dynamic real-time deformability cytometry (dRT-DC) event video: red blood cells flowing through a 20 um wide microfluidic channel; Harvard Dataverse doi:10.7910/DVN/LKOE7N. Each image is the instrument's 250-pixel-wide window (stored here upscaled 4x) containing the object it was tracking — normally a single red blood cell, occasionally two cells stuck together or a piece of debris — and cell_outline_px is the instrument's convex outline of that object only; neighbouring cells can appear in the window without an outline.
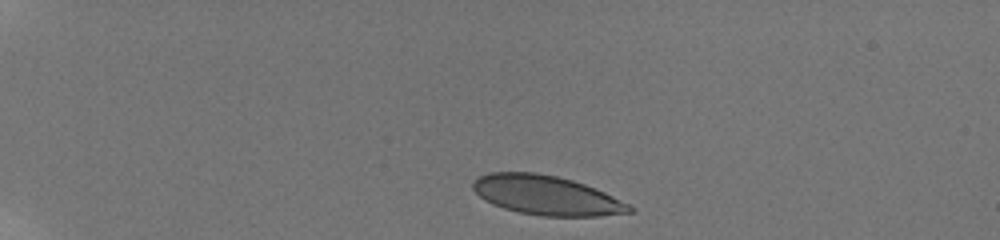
{"species": "human", "species_latin": "Homo sapiens", "temperature_condition": "room temperature", "stored_images_in_passage": 9, "camera_frame_rate_fps": 3000, "um_per_image_px": 0.085, "donor": {"sex": "male"}, "frame": {"image": 1, "passage_image": 1, "time_ms": 0.0, "image_size_px": [1000, 240], "cell_outline_px": [[632, 212], [600, 216], [544, 216], [520, 212], [504, 208], [492, 204], [484, 200], [472, 188], [472, 184], [480, 176], [488, 172], [536, 172], [556, 176], [572, 180], [596, 188], [628, 204], [632, 208]], "centroid_in_image_um": [46.42, 16.59], "position_along_channel_um": 38.6, "area_um2": 35.6}}
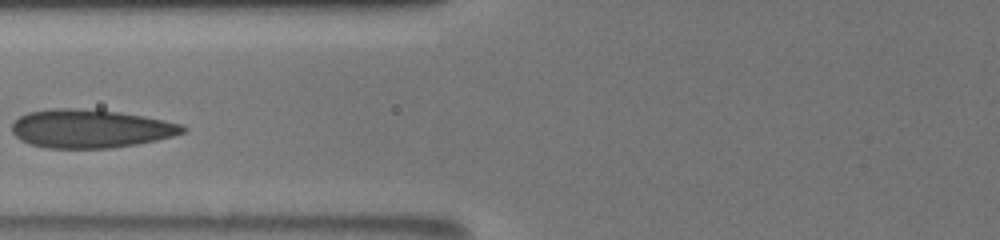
{"frame": {"image": 2, "passage_image": 6, "time_ms": 4.333, "image_size_px": [1000, 240], "cell_outline_px": [[188, 128], [184, 132], [172, 136], [156, 140], [136, 144], [112, 148], [44, 148], [28, 144], [20, 140], [12, 132], [12, 124], [20, 116], [28, 112], [52, 108], [72, 108], [120, 112], [144, 116], [184, 124]], "centroid_in_image_um": [7.68, 10.94], "position_along_channel_um": 118.1, "area_um2": 38.38}}
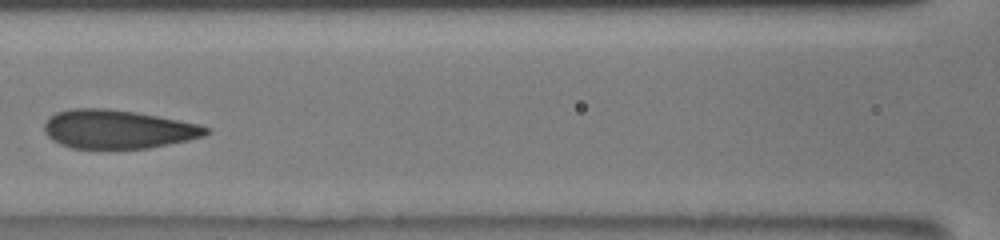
{"frame": {"image": 3, "passage_image": 7, "time_ms": 5.333, "image_size_px": [1000, 240], "cell_outline_px": [[212, 132], [204, 136], [188, 140], [148, 148], [104, 152], [72, 148], [60, 144], [52, 140], [44, 132], [44, 124], [48, 116], [56, 112], [72, 108], [108, 108], [136, 112], [200, 124], [212, 128]], "centroid_in_image_um": [9.99, 11.02], "position_along_channel_um": 156.6, "area_um2": 37.8}}